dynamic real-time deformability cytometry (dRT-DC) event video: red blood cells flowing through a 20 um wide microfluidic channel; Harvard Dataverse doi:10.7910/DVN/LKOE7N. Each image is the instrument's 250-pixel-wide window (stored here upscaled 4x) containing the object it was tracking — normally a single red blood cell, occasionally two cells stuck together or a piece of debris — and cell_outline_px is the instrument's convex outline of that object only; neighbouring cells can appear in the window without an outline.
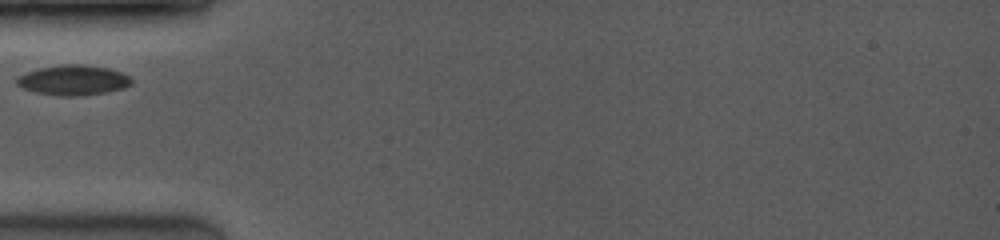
{"species": "common noctule bat (a hibernating species)", "species_latin": "Nyctalus noctula", "temperature_condition": "room temperature", "stored_images_in_passage": 2, "camera_frame_rate_fps": 3500, "um_per_image_px": 0.085, "animal": {"sex": "female", "body_mass_g": 19.0, "forearm_length_mm": 53.3}, "frame": {"image": 1, "passage_image": 1, "time_ms": 0.0, "image_size_px": [1000, 240], "cell_outline_px": [[132, 84], [124, 88], [108, 92], [76, 96], [60, 96], [36, 92], [24, 88], [16, 84], [16, 76], [40, 68], [60, 64], [80, 64], [108, 68], [120, 72], [128, 76], [132, 80]], "centroid_in_image_um": [6.23, 6.81], "position_along_channel_um": 78.8, "area_um2": 20.06}}